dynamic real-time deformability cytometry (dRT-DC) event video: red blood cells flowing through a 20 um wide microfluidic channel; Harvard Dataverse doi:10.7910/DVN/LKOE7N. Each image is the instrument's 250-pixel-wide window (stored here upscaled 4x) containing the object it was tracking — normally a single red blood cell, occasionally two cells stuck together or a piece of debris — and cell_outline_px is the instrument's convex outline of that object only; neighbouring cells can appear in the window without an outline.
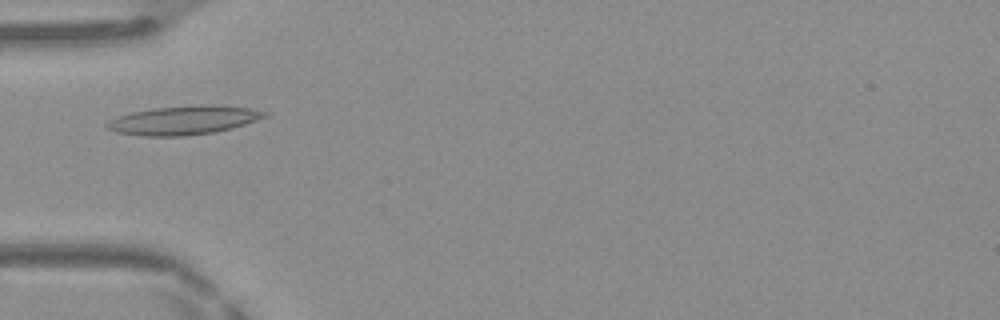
{"species": "Egyptian fruit bat (a non-hibernating species)", "species_latin": "Rousettus aegyptiacus", "temperature_condition": "warm", "stored_images_in_passage": 43, "camera_frame_rate_fps": 3000, "um_per_image_px": 0.085, "frame": {"image": 1, "passage_image": 10, "time_ms": 3.0, "image_size_px": [1000, 320], "cell_outline_px": [[268, 116], [232, 128], [212, 132], [184, 136], [140, 136], [116, 132], [108, 128], [104, 124], [108, 120], [132, 112], [152, 108], [252, 108], [268, 112]], "centroid_in_image_um": [15.51, 10.28], "position_along_channel_um": 69.5, "area_um2": 24.97}}
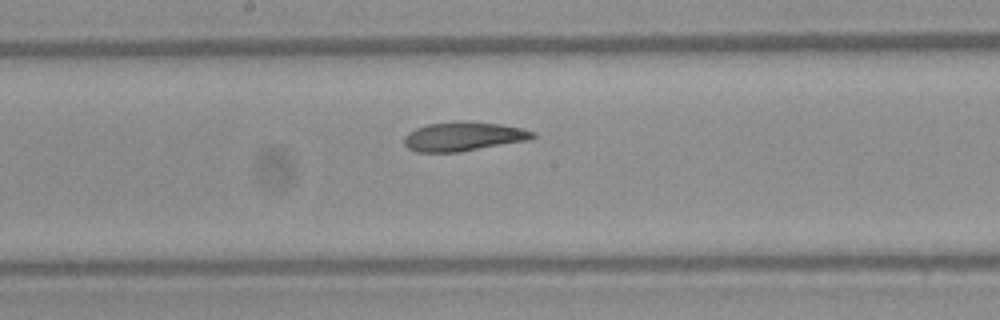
{"frame": {"image": 2, "passage_image": 20, "time_ms": 6.333, "image_size_px": [1000, 320], "cell_outline_px": [[536, 136], [532, 140], [460, 152], [416, 152], [408, 148], [404, 144], [404, 136], [408, 132], [416, 128], [428, 124], [460, 120], [464, 120], [500, 124], [520, 128], [536, 132]], "centroid_in_image_um": [39.41, 11.6], "position_along_channel_um": 208.8, "area_um2": 22.2}}
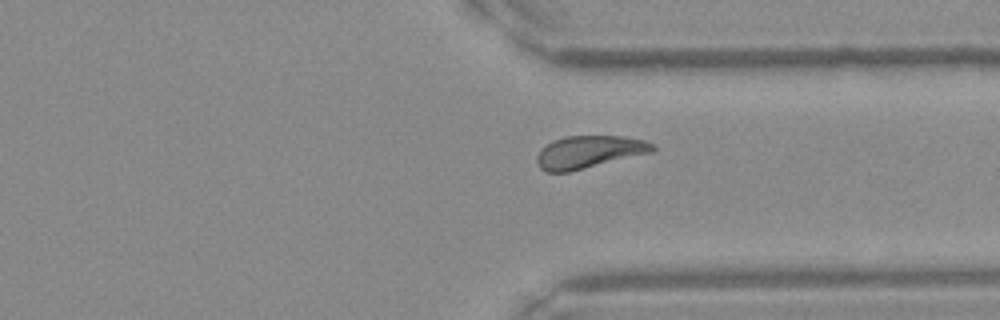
{"frame": {"image": 3, "passage_image": 31, "time_ms": 10.0, "image_size_px": [1000, 320], "cell_outline_px": [[656, 148], [652, 152], [568, 172], [544, 172], [540, 168], [536, 160], [536, 156], [540, 148], [552, 140], [564, 136], [620, 136], [644, 140], [652, 144]], "centroid_in_image_um": [50.0, 12.91], "position_along_channel_um": 361.4, "area_um2": 21.91}, "authors_computed_cell_mechanics": {"area_um2": 22.6576, "velocity_mm_per_s": 4.1683, "shape_relaxation_time_tau1_ms": null, "shape_relaxation_time_tau2_ms": 1.9844, "deformation_change_tau1": null, "deformation_change_tau2": 0.0815}}